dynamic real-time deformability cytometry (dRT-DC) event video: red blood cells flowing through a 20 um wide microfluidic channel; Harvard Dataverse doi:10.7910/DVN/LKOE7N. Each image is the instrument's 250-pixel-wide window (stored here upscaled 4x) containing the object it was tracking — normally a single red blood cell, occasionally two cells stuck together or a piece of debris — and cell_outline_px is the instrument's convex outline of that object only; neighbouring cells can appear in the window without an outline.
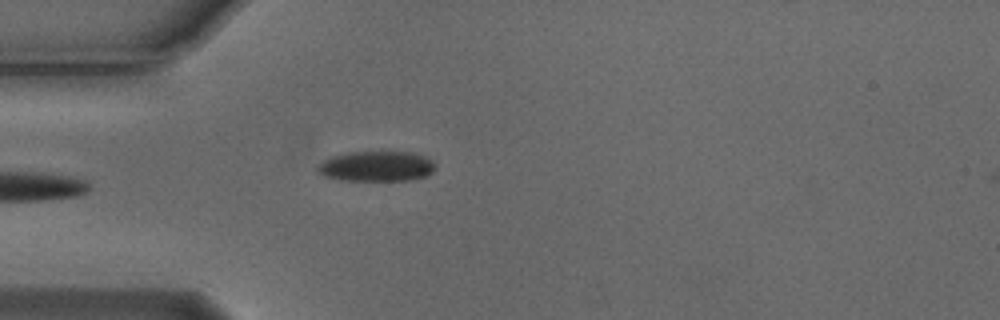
{"species": "Egyptian fruit bat (a non-hibernating species)", "species_latin": "Rousettus aegyptiacus", "temperature_condition": "cold", "stored_images_in_passage": 6, "camera_frame_rate_fps": 3000, "um_per_image_px": 0.085, "animal": {"sex": "male"}, "frame": {"image": 1, "passage_image": 5, "time_ms": 1.333, "image_size_px": [1000, 320], "cell_outline_px": [[436, 168], [428, 176], [412, 180], [340, 180], [324, 176], [316, 172], [316, 168], [324, 160], [332, 156], [352, 152], [412, 152], [424, 156], [432, 160]], "centroid_in_image_um": [32.02, 14.14], "position_along_channel_um": 53.0, "area_um2": 20.81}}